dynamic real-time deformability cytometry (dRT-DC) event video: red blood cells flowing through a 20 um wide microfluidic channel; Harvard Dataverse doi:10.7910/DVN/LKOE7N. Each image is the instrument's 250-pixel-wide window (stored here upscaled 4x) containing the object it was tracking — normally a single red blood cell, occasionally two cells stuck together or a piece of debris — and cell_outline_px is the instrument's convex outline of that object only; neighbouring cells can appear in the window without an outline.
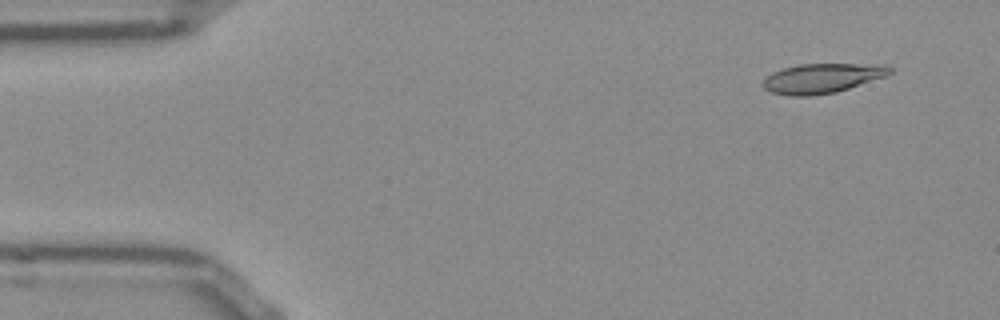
{"species": "Egyptian fruit bat (a non-hibernating species)", "species_latin": "Rousettus aegyptiacus", "temperature_condition": "room temperature", "stored_images_in_passage": 49, "camera_frame_rate_fps": 3000, "um_per_image_px": 0.085, "frame": {"image": 1, "passage_image": 1, "time_ms": 0.0, "image_size_px": [1000, 320], "cell_outline_px": [[892, 72], [888, 76], [836, 92], [812, 96], [792, 96], [772, 92], [764, 88], [760, 84], [772, 72], [784, 68], [800, 64], [888, 64], [892, 68]], "centroid_in_image_um": [69.93, 6.65], "position_along_channel_um": 15.1, "area_um2": 22.08}}
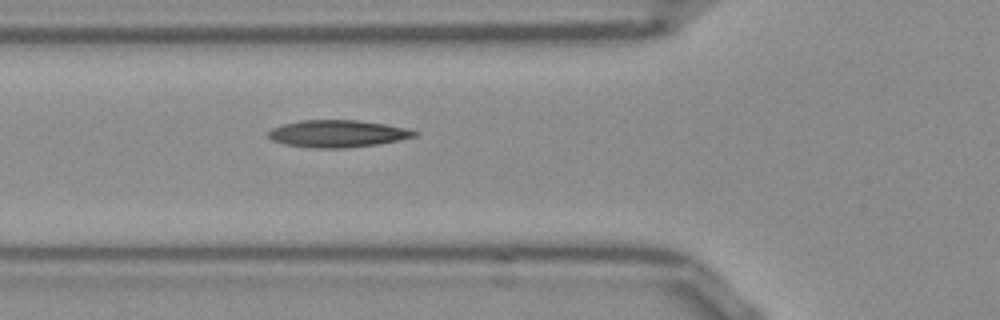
{"frame": {"image": 2, "passage_image": 15, "time_ms": 4.667, "image_size_px": [1000, 320], "cell_outline_px": [[420, 132], [416, 136], [376, 144], [348, 148], [308, 148], [284, 144], [272, 140], [268, 136], [268, 132], [272, 128], [284, 124], [300, 120], [356, 120], [384, 124], [408, 128]], "centroid_in_image_um": [28.68, 11.36], "position_along_channel_um": 97.1, "area_um2": 23.12}}
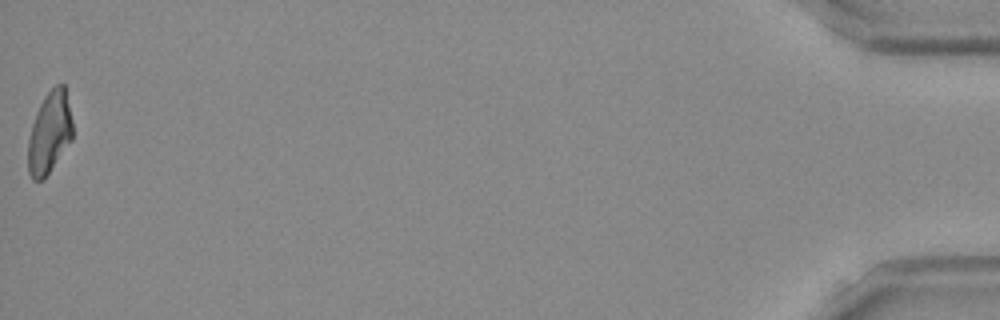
{"frame": {"image": 3, "passage_image": 49, "time_ms": 16.0, "image_size_px": [1000, 320], "cell_outline_px": [[72, 140], [44, 180], [32, 180], [28, 172], [28, 140], [32, 124], [36, 112], [44, 96], [56, 84], [64, 84], [72, 120]], "centroid_in_image_um": [4.2, 11.31], "position_along_channel_um": 431.0, "area_um2": 21.27}, "authors_computed_cell_mechanics": {"area_um2": 22.3686, "velocity_mm_per_s": 3.8616, "shape_relaxation_time_tau1_ms": null, "shape_relaxation_time_tau2_ms": 2.7337, "deformation_change_tau1": null, "deformation_change_tau2": 0.1078}}